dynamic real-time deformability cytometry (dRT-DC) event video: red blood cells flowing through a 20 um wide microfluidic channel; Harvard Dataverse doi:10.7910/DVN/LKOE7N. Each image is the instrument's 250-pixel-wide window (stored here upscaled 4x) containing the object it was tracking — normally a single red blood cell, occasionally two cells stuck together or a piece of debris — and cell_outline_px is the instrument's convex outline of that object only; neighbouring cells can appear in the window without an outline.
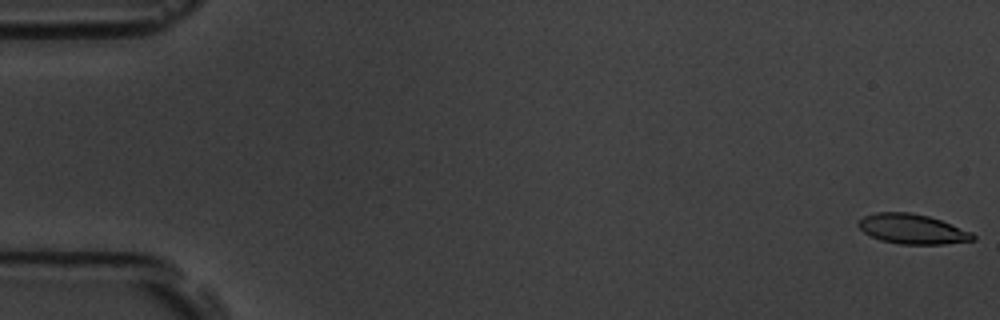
{"species": "common noctule bat (a hibernating species)", "species_latin": "Nyctalus noctula", "temperature_condition": "room temperature", "stored_images_in_passage": 5, "camera_frame_rate_fps": 3000, "um_per_image_px": 0.085, "animal": {"sex": "male", "body_mass_g": 19.5, "forearm_length_mm": 54.6}, "frame": {"image": 1, "passage_image": 1, "time_ms": 0.0, "image_size_px": [1000, 320], "cell_outline_px": [[976, 240], [944, 244], [900, 244], [880, 240], [864, 232], [856, 224], [864, 216], [876, 212], [912, 212], [928, 216], [940, 220], [972, 232], [976, 236]], "centroid_in_image_um": [77.56, 19.47], "position_along_channel_um": 7.4, "area_um2": 19.88}}